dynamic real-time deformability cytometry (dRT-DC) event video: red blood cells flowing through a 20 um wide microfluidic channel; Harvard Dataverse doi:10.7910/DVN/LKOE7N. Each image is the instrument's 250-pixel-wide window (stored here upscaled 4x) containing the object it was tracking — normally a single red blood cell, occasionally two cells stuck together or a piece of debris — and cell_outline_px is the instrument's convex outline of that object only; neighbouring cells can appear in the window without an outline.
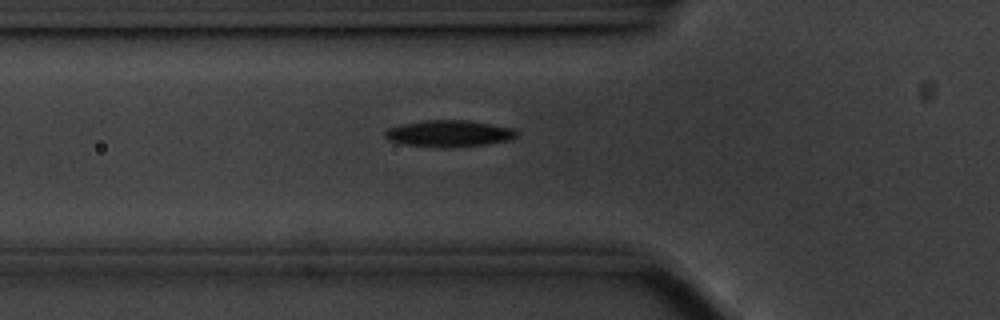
{"species": "common noctule bat (a hibernating species)", "species_latin": "Nyctalus noctula", "temperature_condition": "cold", "stored_images_in_passage": 41, "camera_frame_rate_fps": 3000, "um_per_image_px": 0.085, "animal": {"sex": "male", "body_mass_g": 20.1, "forearm_length_mm": 53.5}, "frame": {"image": 1, "passage_image": 8, "time_ms": 2.333, "image_size_px": [1000, 320], "cell_outline_px": [[520, 132], [516, 136], [508, 140], [484, 144], [404, 144], [388, 140], [384, 136], [384, 132], [388, 128], [404, 124], [424, 120], [468, 120], [512, 128]], "centroid_in_image_um": [38.17, 11.28], "position_along_channel_um": 87.6, "area_um2": 19.07}}
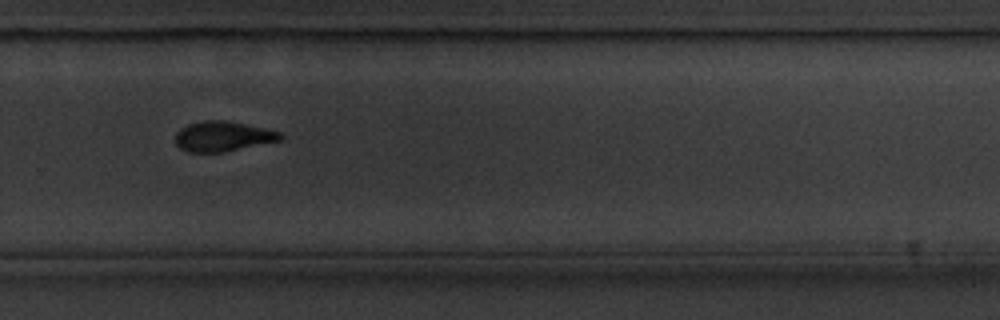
{"frame": {"image": 2, "passage_image": 27, "time_ms": 8.667, "image_size_px": [1000, 320], "cell_outline_px": [[284, 136], [280, 140], [224, 152], [188, 152], [180, 148], [176, 144], [176, 132], [180, 128], [188, 124], [204, 120], [224, 120], [244, 124], [280, 132]], "centroid_in_image_um": [18.9, 11.59], "position_along_channel_um": 310.9, "area_um2": 18.21}}
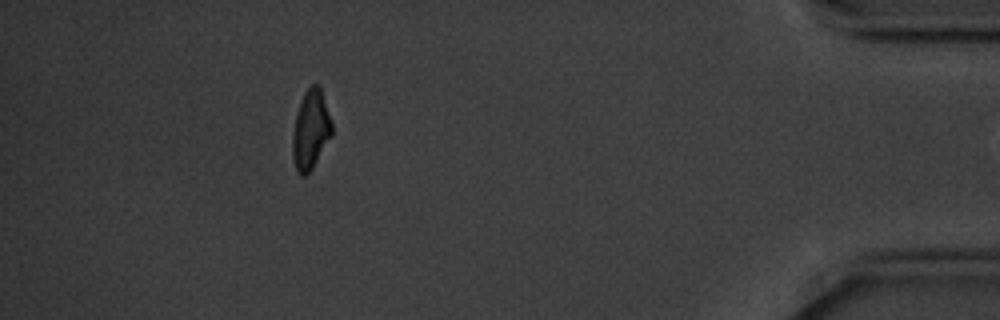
{"frame": {"image": 3, "passage_image": 40, "time_ms": 13.0, "image_size_px": [1000, 320], "cell_outline_px": [[332, 136], [312, 168], [304, 176], [300, 176], [292, 160], [292, 136], [296, 116], [304, 92], [312, 84], [316, 84], [320, 88], [332, 124]], "centroid_in_image_um": [26.4, 11.07], "position_along_channel_um": 408.8, "area_um2": 17.86}}